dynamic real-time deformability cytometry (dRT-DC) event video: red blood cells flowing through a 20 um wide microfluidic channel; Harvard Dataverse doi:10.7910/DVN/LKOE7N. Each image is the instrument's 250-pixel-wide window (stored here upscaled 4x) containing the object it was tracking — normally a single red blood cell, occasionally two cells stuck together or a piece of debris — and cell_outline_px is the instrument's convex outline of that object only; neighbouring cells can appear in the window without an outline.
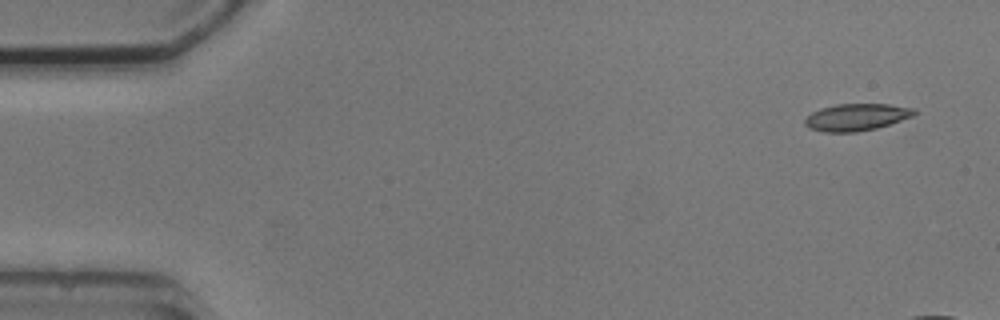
{"species": "common noctule bat (a hibernating species)", "species_latin": "Nyctalus noctula", "temperature_condition": "cold", "stored_images_in_passage": 4, "camera_frame_rate_fps": 3000, "um_per_image_px": 0.085, "animal": {"sex": "male", "body_mass_g": 20.5, "forearm_length_mm": 52.5}, "frame": {"image": 1, "passage_image": 1, "time_ms": 0.0, "image_size_px": [1000, 320], "cell_outline_px": [[916, 112], [912, 116], [876, 128], [856, 132], [824, 132], [808, 128], [804, 124], [804, 120], [812, 112], [820, 108], [836, 104], [888, 104], [916, 108]], "centroid_in_image_um": [72.77, 9.95], "position_along_channel_um": 12.2, "area_um2": 17.17}}